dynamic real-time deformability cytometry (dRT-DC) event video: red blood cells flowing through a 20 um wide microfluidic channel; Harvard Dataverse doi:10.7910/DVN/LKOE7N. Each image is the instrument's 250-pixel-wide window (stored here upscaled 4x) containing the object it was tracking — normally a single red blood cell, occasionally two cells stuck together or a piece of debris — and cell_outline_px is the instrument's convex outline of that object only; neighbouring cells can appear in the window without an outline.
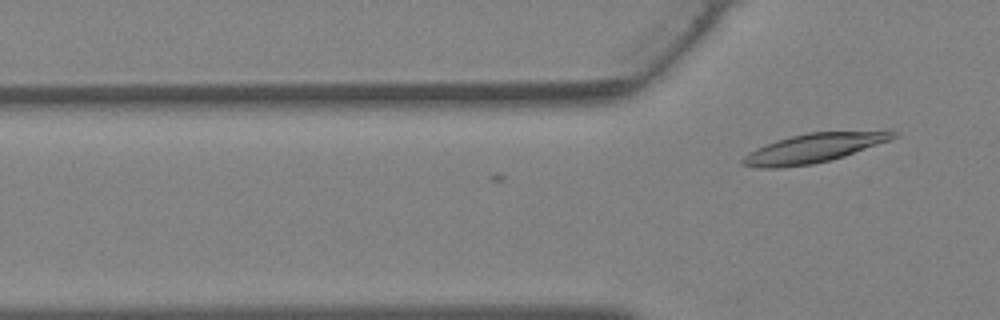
{"species": "Egyptian fruit bat (a non-hibernating species)", "species_latin": "Rousettus aegyptiacus", "temperature_condition": "warm", "stored_images_in_passage": 3, "camera_frame_rate_fps": 3000, "um_per_image_px": 0.085, "animal": {"sex": "female"}, "frame": {"image": 1, "passage_image": 3, "time_ms": 0.667, "image_size_px": [1000, 320], "cell_outline_px": [[900, 136], [892, 140], [844, 156], [812, 164], [780, 168], [756, 168], [740, 164], [740, 160], [748, 152], [756, 148], [776, 140], [808, 132], [888, 128], [896, 132]], "centroid_in_image_um": [69.29, 12.54], "position_along_channel_um": 56.5, "area_um2": 26.53}}